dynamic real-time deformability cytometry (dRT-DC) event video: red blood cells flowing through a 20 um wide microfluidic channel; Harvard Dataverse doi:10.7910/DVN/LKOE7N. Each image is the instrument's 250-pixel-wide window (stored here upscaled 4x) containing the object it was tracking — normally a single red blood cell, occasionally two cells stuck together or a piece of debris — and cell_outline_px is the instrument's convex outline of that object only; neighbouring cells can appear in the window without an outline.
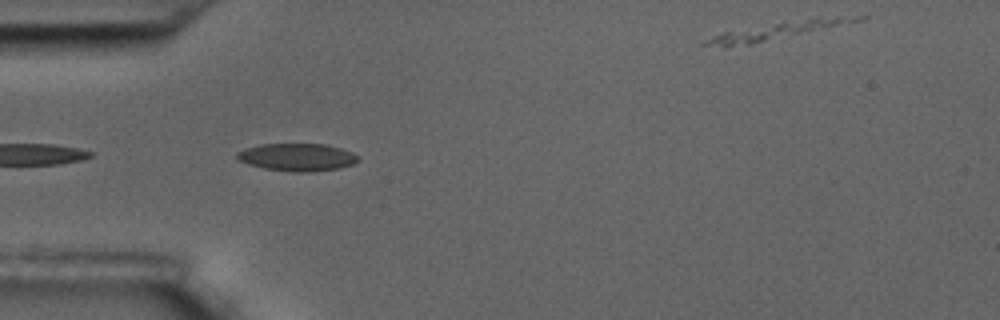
{"species": "common noctule bat (a hibernating species)", "species_latin": "Nyctalus noctula", "temperature_condition": "room temperature", "stored_images_in_passage": 11, "camera_frame_rate_fps": 3000, "um_per_image_px": 0.085, "animal": {"sex": "male", "body_mass_g": 17.5, "forearm_length_mm": 52.3}, "frame": {"image": 1, "passage_image": 2, "time_ms": 0.333, "image_size_px": [1000, 320], "cell_outline_px": [[360, 160], [352, 164], [340, 168], [308, 172], [296, 172], [264, 168], [248, 164], [240, 160], [236, 156], [236, 152], [244, 148], [260, 144], [324, 144], [340, 148], [352, 152]], "centroid_in_image_um": [25.24, 13.35], "position_along_channel_um": 59.8, "area_um2": 19.36}}